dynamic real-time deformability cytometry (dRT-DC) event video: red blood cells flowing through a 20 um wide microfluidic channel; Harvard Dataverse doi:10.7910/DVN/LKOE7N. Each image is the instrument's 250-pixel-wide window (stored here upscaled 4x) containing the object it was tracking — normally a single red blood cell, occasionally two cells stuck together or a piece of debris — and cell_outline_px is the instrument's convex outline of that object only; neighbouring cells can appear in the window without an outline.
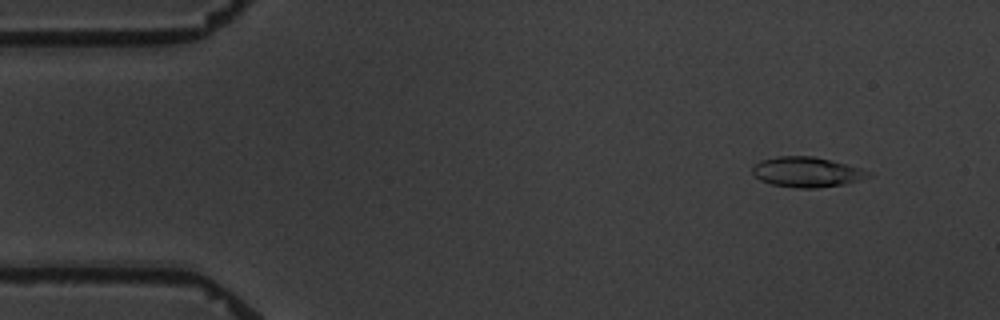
{"species": "common noctule bat (a hibernating species)", "species_latin": "Nyctalus noctula", "temperature_condition": "warm", "stored_images_in_passage": 5, "camera_frame_rate_fps": 3000, "um_per_image_px": 0.085, "animal": {"sex": "male", "body_mass_g": 19.5, "forearm_length_mm": 54.6}, "frame": {"image": 1, "passage_image": 2, "time_ms": 1.0, "image_size_px": [1000, 320], "cell_outline_px": [[872, 176], [860, 180], [844, 184], [816, 188], [796, 188], [772, 184], [760, 180], [752, 172], [752, 164], [760, 160], [776, 156], [816, 156], [860, 168], [872, 172]], "centroid_in_image_um": [68.57, 14.61], "position_along_channel_um": 16.4, "area_um2": 20.52}}
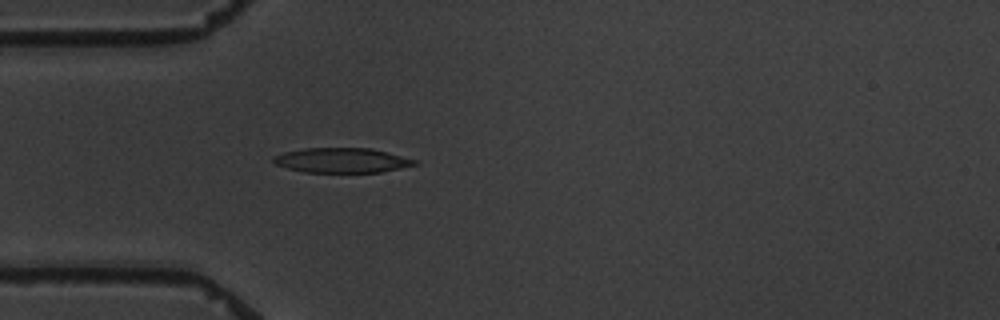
{"frame": {"image": 2, "passage_image": 5, "time_ms": 4.667, "image_size_px": [1000, 320], "cell_outline_px": [[420, 164], [380, 172], [304, 172], [288, 168], [276, 164], [272, 160], [276, 156], [284, 152], [304, 148], [372, 148], [416, 160]], "centroid_in_image_um": [29.08, 13.62], "position_along_channel_um": 55.9, "area_um2": 20.23}}